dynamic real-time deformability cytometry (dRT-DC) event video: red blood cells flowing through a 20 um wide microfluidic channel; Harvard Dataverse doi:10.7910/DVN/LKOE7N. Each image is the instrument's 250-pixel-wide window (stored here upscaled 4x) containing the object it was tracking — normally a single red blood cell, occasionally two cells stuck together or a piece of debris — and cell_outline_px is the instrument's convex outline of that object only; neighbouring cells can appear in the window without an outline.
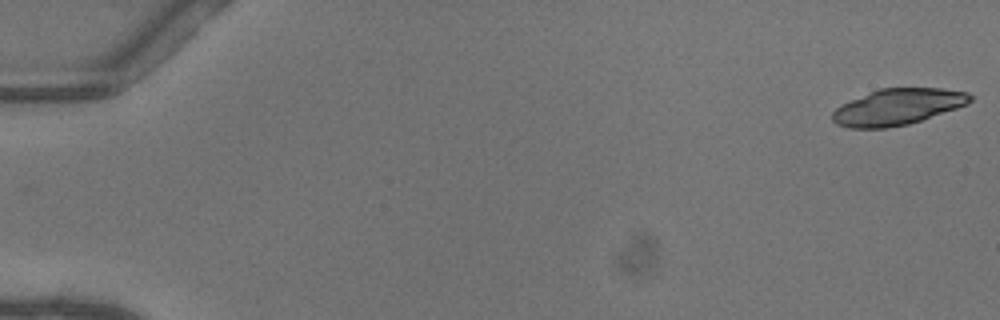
{"species": "common noctule bat (a hibernating species)", "species_latin": "Nyctalus noctula", "temperature_condition": "warm", "stored_images_in_passage": 51, "camera_frame_rate_fps": 3000, "um_per_image_px": 0.085, "animal": {"sex": "female"}, "frame": {"image": 1, "passage_image": 1, "time_ms": 0.0, "image_size_px": [1000, 320], "cell_outline_px": [[972, 100], [968, 104], [908, 124], [888, 128], [848, 128], [836, 124], [832, 120], [832, 112], [840, 104], [868, 92], [880, 88], [944, 88], [968, 92], [972, 96]], "centroid_in_image_um": [76.27, 9.08], "position_along_channel_um": 8.7, "area_um2": 29.13}}
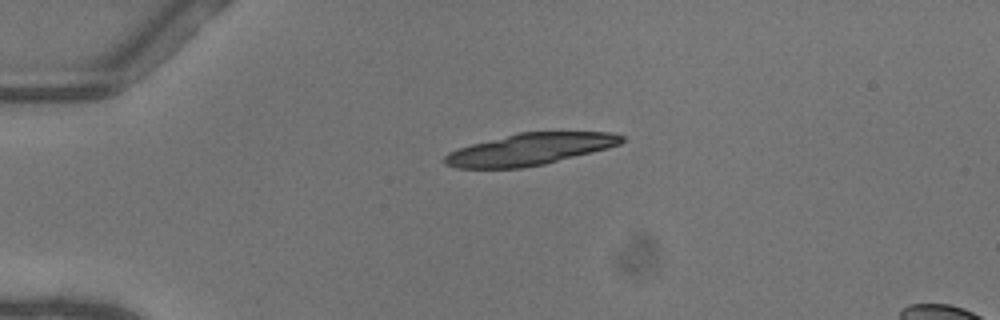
{"frame": {"image": 2, "passage_image": 13, "time_ms": 4.0, "image_size_px": [1000, 320], "cell_outline_px": [[624, 140], [620, 144], [608, 148], [544, 164], [520, 168], [456, 168], [444, 164], [444, 156], [448, 152], [472, 144], [520, 132], [612, 132], [624, 136]], "centroid_in_image_um": [45.04, 12.69], "position_along_channel_um": 40.0, "area_um2": 32.43}, "authors_computed_cell_mechanics": {"area_um2": 20.1722, "velocity_mm_per_s": 4.0744, "shape_relaxation_time_tau1_ms": 5.1493, "shape_relaxation_time_tau2_ms": 4.369, "deformation_change_tau1": 0.1953, "deformation_change_tau2": 0.0951}}